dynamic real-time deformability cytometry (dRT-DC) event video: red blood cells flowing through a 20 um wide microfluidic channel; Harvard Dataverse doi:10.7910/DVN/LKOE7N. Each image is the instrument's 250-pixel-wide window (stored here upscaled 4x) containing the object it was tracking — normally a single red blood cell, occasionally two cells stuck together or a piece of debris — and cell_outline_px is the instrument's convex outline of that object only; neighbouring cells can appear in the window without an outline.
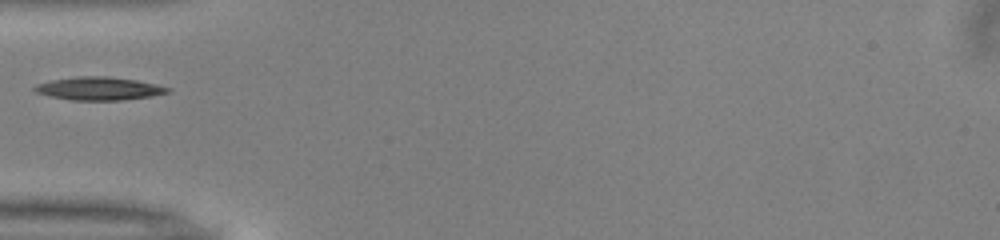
{"species": "common noctule bat (a hibernating species)", "species_latin": "Nyctalus noctula", "temperature_condition": "warm", "stored_images_in_passage": 25, "camera_frame_rate_fps": 3000, "um_per_image_px": 0.085, "animal": {"sex": "male", "body_mass_g": 13.0, "forearm_length_mm": 53.1}, "frame": {"image": 1, "passage_image": 1, "time_ms": 0.0, "image_size_px": [1000, 240], "cell_outline_px": [[172, 92], [152, 96], [120, 100], [72, 100], [48, 96], [36, 92], [32, 88], [36, 84], [52, 80], [76, 76], [108, 76], [136, 80], [156, 84], [172, 88]], "centroid_in_image_um": [8.43, 7.52], "position_along_channel_um": 76.6, "area_um2": 18.03}}
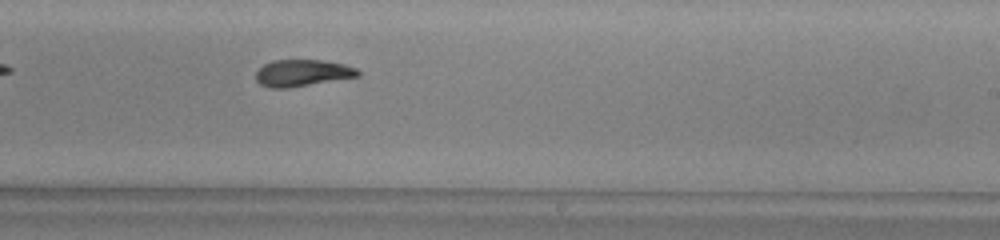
{"frame": {"image": 2, "passage_image": 15, "time_ms": 4.667, "image_size_px": [1000, 240], "cell_outline_px": [[360, 76], [288, 88], [268, 88], [260, 84], [256, 80], [256, 72], [264, 64], [272, 60], [320, 60], [344, 64], [356, 68], [360, 72]], "centroid_in_image_um": [25.69, 6.2], "position_along_channel_um": 263.3, "area_um2": 15.9}}
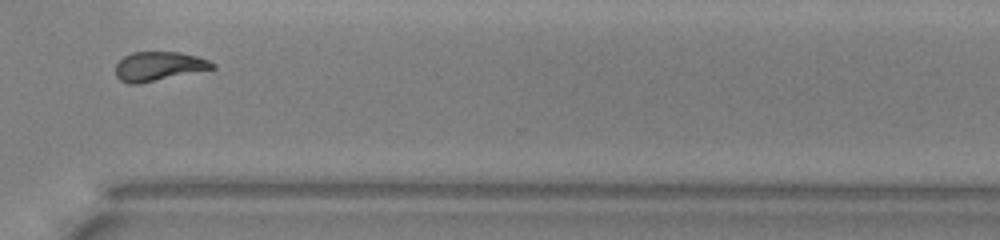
{"frame": {"image": 3, "passage_image": 22, "time_ms": 7.0, "image_size_px": [1000, 240], "cell_outline_px": [[216, 68], [140, 84], [128, 84], [120, 80], [116, 76], [116, 64], [124, 56], [132, 52], [180, 52], [196, 56], [208, 60], [216, 64]], "centroid_in_image_um": [13.49, 5.64], "position_along_channel_um": 357.1, "area_um2": 16.53}}